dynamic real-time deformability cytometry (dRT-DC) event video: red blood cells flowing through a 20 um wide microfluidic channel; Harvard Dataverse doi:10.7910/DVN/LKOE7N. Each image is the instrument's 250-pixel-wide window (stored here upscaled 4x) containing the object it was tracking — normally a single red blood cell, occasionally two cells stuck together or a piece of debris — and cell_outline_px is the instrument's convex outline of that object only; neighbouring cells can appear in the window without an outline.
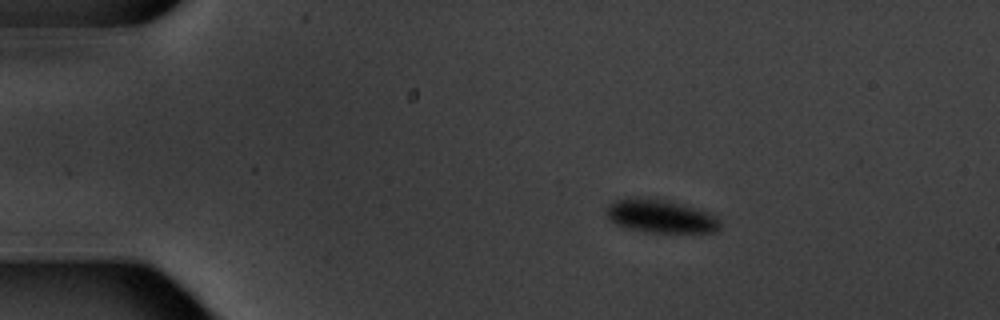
{"species": "common noctule bat (a hibernating species)", "species_latin": "Nyctalus noctula", "temperature_condition": "warm", "stored_images_in_passage": 6, "camera_frame_rate_fps": 3000, "um_per_image_px": 0.085, "animal": {"sex": "male", "body_mass_g": 20.1, "forearm_length_mm": 53.5}, "frame": {"image": 1, "passage_image": 3, "time_ms": 2.667, "image_size_px": [1000, 320], "cell_outline_px": [[720, 228], [716, 232], [644, 232], [616, 224], [608, 216], [608, 204], [616, 200], [668, 200], [712, 212], [716, 216], [720, 224]], "centroid_in_image_um": [56.26, 18.41], "position_along_channel_um": 28.7, "area_um2": 21.33}}
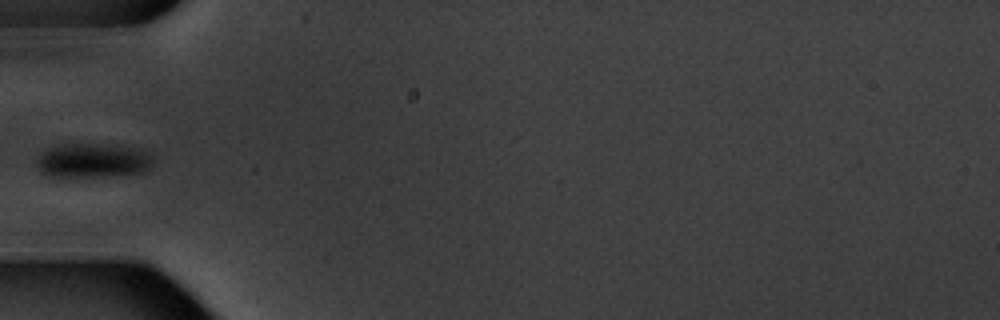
{"frame": {"image": 2, "passage_image": 6, "time_ms": 6.0, "image_size_px": [1000, 320], "cell_outline_px": [[152, 164], [144, 172], [108, 176], [68, 180], [64, 180], [44, 176], [40, 172], [36, 164], [36, 160], [40, 152], [48, 148], [64, 144], [116, 144], [148, 152], [152, 156]], "centroid_in_image_um": [7.78, 13.7], "position_along_channel_um": 77.2, "area_um2": 24.39}}